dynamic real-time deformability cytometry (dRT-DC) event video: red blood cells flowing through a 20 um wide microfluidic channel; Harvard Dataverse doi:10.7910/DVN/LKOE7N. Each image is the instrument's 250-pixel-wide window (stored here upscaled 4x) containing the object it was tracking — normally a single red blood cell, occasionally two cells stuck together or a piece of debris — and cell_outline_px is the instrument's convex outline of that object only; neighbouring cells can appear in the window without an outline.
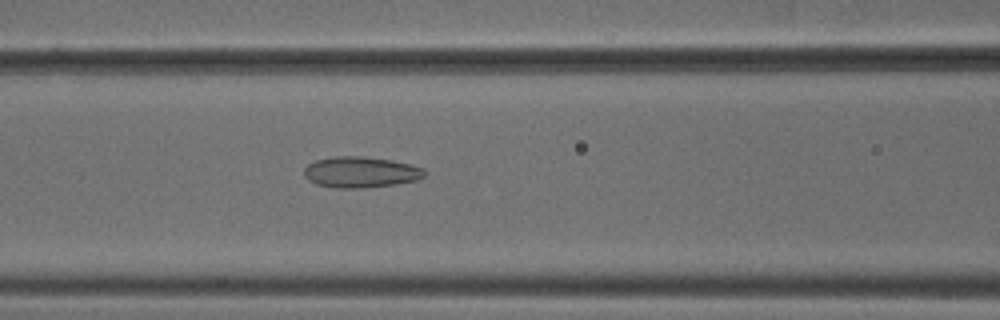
{"species": "common noctule bat (a hibernating species)", "species_latin": "Nyctalus noctula", "temperature_condition": "cold", "stored_images_in_passage": 49, "camera_frame_rate_fps": 3000, "um_per_image_px": 0.085, "animal": {"sex": "male", "body_mass_g": 18.8}, "frame": {"image": 1, "passage_image": 22, "time_ms": 7.0, "image_size_px": [1000, 320], "cell_outline_px": [[428, 172], [424, 176], [416, 180], [396, 184], [364, 188], [336, 188], [316, 184], [308, 180], [304, 176], [304, 168], [308, 164], [316, 160], [332, 156], [360, 156], [392, 160], [412, 164], [424, 168]], "centroid_in_image_um": [30.67, 14.63], "position_along_channel_um": 135.9, "area_um2": 21.96}}
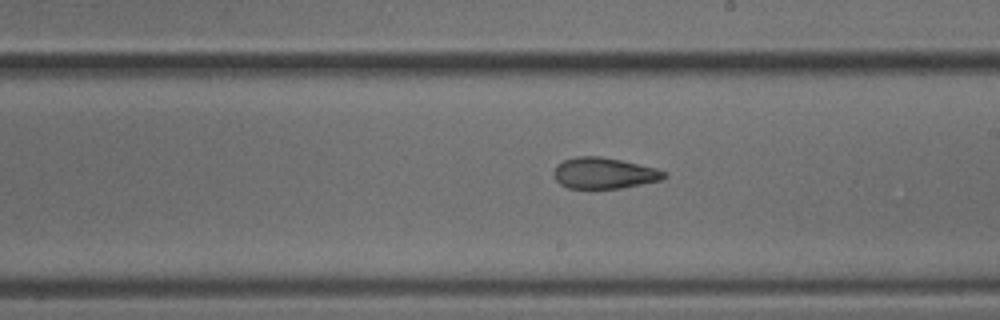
{"frame": {"image": 2, "passage_image": 30, "time_ms": 9.667, "image_size_px": [1000, 320], "cell_outline_px": [[668, 176], [660, 180], [620, 188], [568, 188], [560, 184], [556, 180], [552, 172], [556, 164], [564, 160], [576, 156], [600, 156], [620, 160], [656, 168], [664, 172]], "centroid_in_image_um": [51.29, 14.71], "position_along_channel_um": 237.7, "area_um2": 19.88}}
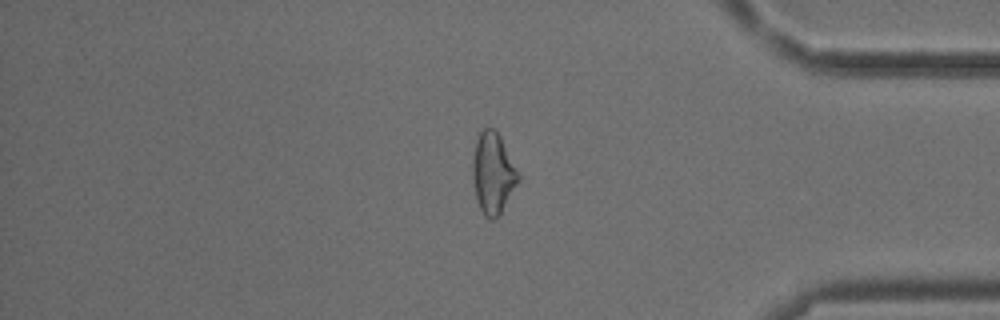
{"frame": {"image": 3, "passage_image": 44, "time_ms": 14.333, "image_size_px": [1000, 320], "cell_outline_px": [[520, 180], [500, 212], [492, 220], [484, 216], [476, 200], [472, 180], [472, 156], [476, 140], [480, 132], [484, 128], [496, 128], [520, 176]], "centroid_in_image_um": [41.87, 14.7], "position_along_channel_um": 393.3, "area_um2": 21.5}, "authors_computed_cell_mechanics": {"area_um2": 21.8484, "velocity_mm_per_s": 3.8138, "shape_relaxation_time_tau1_ms": null, "shape_relaxation_time_tau2_ms": 2.1033, "deformation_change_tau1": null, "deformation_change_tau2": 0.0925}}